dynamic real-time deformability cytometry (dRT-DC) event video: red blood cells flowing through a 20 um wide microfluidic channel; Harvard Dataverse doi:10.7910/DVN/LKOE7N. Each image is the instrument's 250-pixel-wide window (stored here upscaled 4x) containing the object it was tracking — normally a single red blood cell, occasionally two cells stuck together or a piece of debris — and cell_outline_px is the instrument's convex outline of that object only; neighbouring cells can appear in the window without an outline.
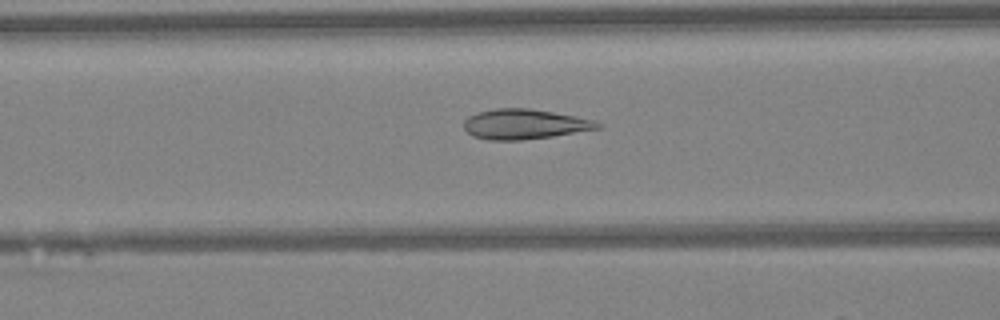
{"species": "Egyptian fruit bat (a non-hibernating species)", "species_latin": "Rousettus aegyptiacus", "temperature_condition": "warm", "stored_images_in_passage": 39, "camera_frame_rate_fps": 3000, "um_per_image_px": 0.085, "animal": {"sex": "female"}, "frame": {"image": 1, "passage_image": 11, "time_ms": 3.333, "image_size_px": [1000, 320], "cell_outline_px": [[604, 124], [600, 128], [552, 136], [524, 140], [488, 140], [472, 136], [464, 128], [464, 120], [468, 116], [476, 112], [496, 108], [528, 108], [576, 116], [596, 120]], "centroid_in_image_um": [44.58, 10.55], "position_along_channel_um": 122.0, "area_um2": 23.52}}
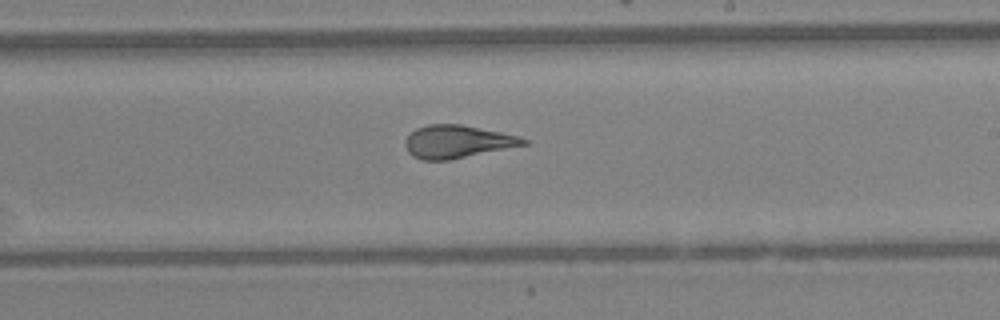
{"frame": {"image": 2, "passage_image": 20, "time_ms": 6.333, "image_size_px": [1000, 320], "cell_outline_px": [[528, 144], [448, 160], [420, 160], [412, 156], [408, 152], [404, 144], [404, 140], [416, 128], [428, 124], [460, 124], [500, 132], [516, 136], [528, 140]], "centroid_in_image_um": [38.81, 12.04], "position_along_channel_um": 250.2, "area_um2": 22.43}}
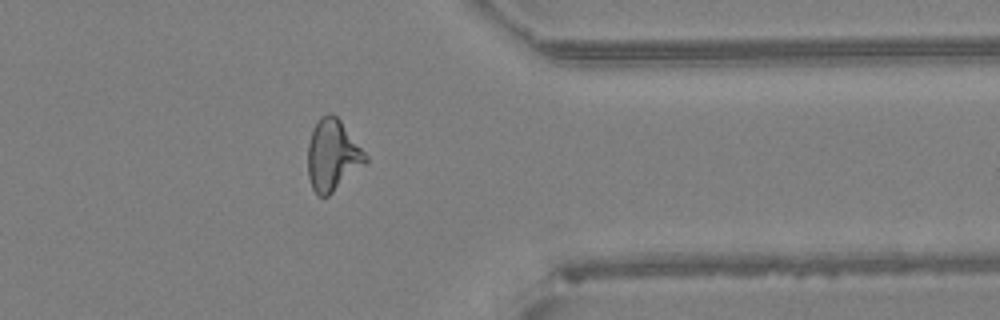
{"frame": {"image": 3, "passage_image": 30, "time_ms": 9.667, "image_size_px": [1000, 320], "cell_outline_px": [[368, 160], [364, 164], [328, 196], [320, 196], [312, 188], [308, 176], [308, 144], [312, 128], [320, 116], [328, 112], [336, 116], [340, 120], [368, 156]], "centroid_in_image_um": [28.25, 13.17], "position_along_channel_um": 383.2, "area_um2": 23.7}, "authors_computed_cell_mechanics": {"area_um2": 23.12, "velocity_mm_per_s": 4.2945, "shape_relaxation_time_tau1_ms": 8.8467, "shape_relaxation_time_tau2_ms": 0.9406, "deformation_change_tau1": 0.2402, "deformation_change_tau2": 0.0853}}